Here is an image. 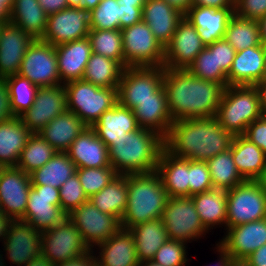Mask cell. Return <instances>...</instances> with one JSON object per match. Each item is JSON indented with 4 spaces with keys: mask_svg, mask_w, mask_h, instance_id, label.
I'll return each mask as SVG.
<instances>
[{
    "mask_svg": "<svg viewBox=\"0 0 266 266\" xmlns=\"http://www.w3.org/2000/svg\"><path fill=\"white\" fill-rule=\"evenodd\" d=\"M163 87L173 122L216 116L225 90L222 84L199 79L186 69L164 67Z\"/></svg>",
    "mask_w": 266,
    "mask_h": 266,
    "instance_id": "cell-1",
    "label": "cell"
},
{
    "mask_svg": "<svg viewBox=\"0 0 266 266\" xmlns=\"http://www.w3.org/2000/svg\"><path fill=\"white\" fill-rule=\"evenodd\" d=\"M233 135L213 117L174 121L164 138V149L179 159L207 161L230 148Z\"/></svg>",
    "mask_w": 266,
    "mask_h": 266,
    "instance_id": "cell-2",
    "label": "cell"
},
{
    "mask_svg": "<svg viewBox=\"0 0 266 266\" xmlns=\"http://www.w3.org/2000/svg\"><path fill=\"white\" fill-rule=\"evenodd\" d=\"M164 138L155 131L139 128L124 134L108 147L112 168L120 175L156 171Z\"/></svg>",
    "mask_w": 266,
    "mask_h": 266,
    "instance_id": "cell-3",
    "label": "cell"
},
{
    "mask_svg": "<svg viewBox=\"0 0 266 266\" xmlns=\"http://www.w3.org/2000/svg\"><path fill=\"white\" fill-rule=\"evenodd\" d=\"M127 187V206L120 221L122 228L130 229L162 216L169 196L156 171L127 174Z\"/></svg>",
    "mask_w": 266,
    "mask_h": 266,
    "instance_id": "cell-4",
    "label": "cell"
},
{
    "mask_svg": "<svg viewBox=\"0 0 266 266\" xmlns=\"http://www.w3.org/2000/svg\"><path fill=\"white\" fill-rule=\"evenodd\" d=\"M264 114L254 86H227L215 117L226 131L236 136L244 135L247 126Z\"/></svg>",
    "mask_w": 266,
    "mask_h": 266,
    "instance_id": "cell-5",
    "label": "cell"
},
{
    "mask_svg": "<svg viewBox=\"0 0 266 266\" xmlns=\"http://www.w3.org/2000/svg\"><path fill=\"white\" fill-rule=\"evenodd\" d=\"M66 90L67 110L80 117L87 127L117 102V88H100L83 79L63 85Z\"/></svg>",
    "mask_w": 266,
    "mask_h": 266,
    "instance_id": "cell-6",
    "label": "cell"
},
{
    "mask_svg": "<svg viewBox=\"0 0 266 266\" xmlns=\"http://www.w3.org/2000/svg\"><path fill=\"white\" fill-rule=\"evenodd\" d=\"M122 32L124 68L163 67L164 47L143 20Z\"/></svg>",
    "mask_w": 266,
    "mask_h": 266,
    "instance_id": "cell-7",
    "label": "cell"
},
{
    "mask_svg": "<svg viewBox=\"0 0 266 266\" xmlns=\"http://www.w3.org/2000/svg\"><path fill=\"white\" fill-rule=\"evenodd\" d=\"M161 219L164 221L168 239L191 243L208 233L190 196L169 197Z\"/></svg>",
    "mask_w": 266,
    "mask_h": 266,
    "instance_id": "cell-8",
    "label": "cell"
},
{
    "mask_svg": "<svg viewBox=\"0 0 266 266\" xmlns=\"http://www.w3.org/2000/svg\"><path fill=\"white\" fill-rule=\"evenodd\" d=\"M266 218V192L256 180L227 190L226 228Z\"/></svg>",
    "mask_w": 266,
    "mask_h": 266,
    "instance_id": "cell-9",
    "label": "cell"
},
{
    "mask_svg": "<svg viewBox=\"0 0 266 266\" xmlns=\"http://www.w3.org/2000/svg\"><path fill=\"white\" fill-rule=\"evenodd\" d=\"M163 87V67H126L117 88L118 103L134 110L142 101L155 99Z\"/></svg>",
    "mask_w": 266,
    "mask_h": 266,
    "instance_id": "cell-10",
    "label": "cell"
},
{
    "mask_svg": "<svg viewBox=\"0 0 266 266\" xmlns=\"http://www.w3.org/2000/svg\"><path fill=\"white\" fill-rule=\"evenodd\" d=\"M40 250L41 255L55 265L92 251L78 229L67 217L55 227L41 232Z\"/></svg>",
    "mask_w": 266,
    "mask_h": 266,
    "instance_id": "cell-11",
    "label": "cell"
},
{
    "mask_svg": "<svg viewBox=\"0 0 266 266\" xmlns=\"http://www.w3.org/2000/svg\"><path fill=\"white\" fill-rule=\"evenodd\" d=\"M67 214L60 207L59 188L32 185L24 216L20 219L43 232L61 223Z\"/></svg>",
    "mask_w": 266,
    "mask_h": 266,
    "instance_id": "cell-12",
    "label": "cell"
},
{
    "mask_svg": "<svg viewBox=\"0 0 266 266\" xmlns=\"http://www.w3.org/2000/svg\"><path fill=\"white\" fill-rule=\"evenodd\" d=\"M18 74L38 87L63 85L58 72L55 46L35 39L26 50Z\"/></svg>",
    "mask_w": 266,
    "mask_h": 266,
    "instance_id": "cell-13",
    "label": "cell"
},
{
    "mask_svg": "<svg viewBox=\"0 0 266 266\" xmlns=\"http://www.w3.org/2000/svg\"><path fill=\"white\" fill-rule=\"evenodd\" d=\"M67 218L75 225L91 250L114 235L120 221L113 215L101 212L90 200L72 210ZM95 245V246H94Z\"/></svg>",
    "mask_w": 266,
    "mask_h": 266,
    "instance_id": "cell-14",
    "label": "cell"
},
{
    "mask_svg": "<svg viewBox=\"0 0 266 266\" xmlns=\"http://www.w3.org/2000/svg\"><path fill=\"white\" fill-rule=\"evenodd\" d=\"M90 30V12L73 4L48 16L41 40L58 46L88 37Z\"/></svg>",
    "mask_w": 266,
    "mask_h": 266,
    "instance_id": "cell-15",
    "label": "cell"
},
{
    "mask_svg": "<svg viewBox=\"0 0 266 266\" xmlns=\"http://www.w3.org/2000/svg\"><path fill=\"white\" fill-rule=\"evenodd\" d=\"M206 47L198 30L184 16L178 23L171 41L164 48V68L187 69Z\"/></svg>",
    "mask_w": 266,
    "mask_h": 266,
    "instance_id": "cell-16",
    "label": "cell"
},
{
    "mask_svg": "<svg viewBox=\"0 0 266 266\" xmlns=\"http://www.w3.org/2000/svg\"><path fill=\"white\" fill-rule=\"evenodd\" d=\"M66 110V90L63 85L38 87L33 105L19 117L31 133H39Z\"/></svg>",
    "mask_w": 266,
    "mask_h": 266,
    "instance_id": "cell-17",
    "label": "cell"
},
{
    "mask_svg": "<svg viewBox=\"0 0 266 266\" xmlns=\"http://www.w3.org/2000/svg\"><path fill=\"white\" fill-rule=\"evenodd\" d=\"M30 176L17 166L4 167L0 174V209L14 220H20L27 207Z\"/></svg>",
    "mask_w": 266,
    "mask_h": 266,
    "instance_id": "cell-18",
    "label": "cell"
},
{
    "mask_svg": "<svg viewBox=\"0 0 266 266\" xmlns=\"http://www.w3.org/2000/svg\"><path fill=\"white\" fill-rule=\"evenodd\" d=\"M3 242L9 262L17 266H25L41 254V232L23 220L13 221Z\"/></svg>",
    "mask_w": 266,
    "mask_h": 266,
    "instance_id": "cell-19",
    "label": "cell"
},
{
    "mask_svg": "<svg viewBox=\"0 0 266 266\" xmlns=\"http://www.w3.org/2000/svg\"><path fill=\"white\" fill-rule=\"evenodd\" d=\"M232 259H246L266 244V218L226 228L217 243Z\"/></svg>",
    "mask_w": 266,
    "mask_h": 266,
    "instance_id": "cell-20",
    "label": "cell"
},
{
    "mask_svg": "<svg viewBox=\"0 0 266 266\" xmlns=\"http://www.w3.org/2000/svg\"><path fill=\"white\" fill-rule=\"evenodd\" d=\"M34 40L31 35L12 23L2 26L0 34V78L5 79L19 73L26 50Z\"/></svg>",
    "mask_w": 266,
    "mask_h": 266,
    "instance_id": "cell-21",
    "label": "cell"
},
{
    "mask_svg": "<svg viewBox=\"0 0 266 266\" xmlns=\"http://www.w3.org/2000/svg\"><path fill=\"white\" fill-rule=\"evenodd\" d=\"M266 46L249 47L236 52L227 74L228 86H254L264 78Z\"/></svg>",
    "mask_w": 266,
    "mask_h": 266,
    "instance_id": "cell-22",
    "label": "cell"
},
{
    "mask_svg": "<svg viewBox=\"0 0 266 266\" xmlns=\"http://www.w3.org/2000/svg\"><path fill=\"white\" fill-rule=\"evenodd\" d=\"M235 7L214 9L203 6H191L184 16L198 30L201 41L210 45L224 38L226 27L235 14Z\"/></svg>",
    "mask_w": 266,
    "mask_h": 266,
    "instance_id": "cell-23",
    "label": "cell"
},
{
    "mask_svg": "<svg viewBox=\"0 0 266 266\" xmlns=\"http://www.w3.org/2000/svg\"><path fill=\"white\" fill-rule=\"evenodd\" d=\"M76 168L111 166L108 147L91 127H86L66 151Z\"/></svg>",
    "mask_w": 266,
    "mask_h": 266,
    "instance_id": "cell-24",
    "label": "cell"
},
{
    "mask_svg": "<svg viewBox=\"0 0 266 266\" xmlns=\"http://www.w3.org/2000/svg\"><path fill=\"white\" fill-rule=\"evenodd\" d=\"M184 14L165 0H146L142 7V20L155 38L165 46L171 41Z\"/></svg>",
    "mask_w": 266,
    "mask_h": 266,
    "instance_id": "cell-25",
    "label": "cell"
},
{
    "mask_svg": "<svg viewBox=\"0 0 266 266\" xmlns=\"http://www.w3.org/2000/svg\"><path fill=\"white\" fill-rule=\"evenodd\" d=\"M58 72L62 84L80 80L91 57L92 47L88 37L55 46Z\"/></svg>",
    "mask_w": 266,
    "mask_h": 266,
    "instance_id": "cell-26",
    "label": "cell"
},
{
    "mask_svg": "<svg viewBox=\"0 0 266 266\" xmlns=\"http://www.w3.org/2000/svg\"><path fill=\"white\" fill-rule=\"evenodd\" d=\"M99 255L96 257L97 266H138L139 261L133 236L129 229L120 228L105 242L97 245Z\"/></svg>",
    "mask_w": 266,
    "mask_h": 266,
    "instance_id": "cell-27",
    "label": "cell"
},
{
    "mask_svg": "<svg viewBox=\"0 0 266 266\" xmlns=\"http://www.w3.org/2000/svg\"><path fill=\"white\" fill-rule=\"evenodd\" d=\"M96 135L109 147L113 141L124 137V134L134 132L140 127L133 110L116 103L105 111L91 127Z\"/></svg>",
    "mask_w": 266,
    "mask_h": 266,
    "instance_id": "cell-28",
    "label": "cell"
},
{
    "mask_svg": "<svg viewBox=\"0 0 266 266\" xmlns=\"http://www.w3.org/2000/svg\"><path fill=\"white\" fill-rule=\"evenodd\" d=\"M156 172L169 197L189 196V160L179 159L165 149L161 151Z\"/></svg>",
    "mask_w": 266,
    "mask_h": 266,
    "instance_id": "cell-29",
    "label": "cell"
},
{
    "mask_svg": "<svg viewBox=\"0 0 266 266\" xmlns=\"http://www.w3.org/2000/svg\"><path fill=\"white\" fill-rule=\"evenodd\" d=\"M140 128L155 131L165 138L173 123L168 110L166 91L162 87L155 99H146L133 110Z\"/></svg>",
    "mask_w": 266,
    "mask_h": 266,
    "instance_id": "cell-30",
    "label": "cell"
},
{
    "mask_svg": "<svg viewBox=\"0 0 266 266\" xmlns=\"http://www.w3.org/2000/svg\"><path fill=\"white\" fill-rule=\"evenodd\" d=\"M86 127L79 116L66 110L52 119L39 134L57 152H66Z\"/></svg>",
    "mask_w": 266,
    "mask_h": 266,
    "instance_id": "cell-31",
    "label": "cell"
},
{
    "mask_svg": "<svg viewBox=\"0 0 266 266\" xmlns=\"http://www.w3.org/2000/svg\"><path fill=\"white\" fill-rule=\"evenodd\" d=\"M31 135L20 117L0 122V164L4 167L17 166L21 151Z\"/></svg>",
    "mask_w": 266,
    "mask_h": 266,
    "instance_id": "cell-32",
    "label": "cell"
},
{
    "mask_svg": "<svg viewBox=\"0 0 266 266\" xmlns=\"http://www.w3.org/2000/svg\"><path fill=\"white\" fill-rule=\"evenodd\" d=\"M233 161L245 180H256L266 163V154L244 135L233 137L230 146Z\"/></svg>",
    "mask_w": 266,
    "mask_h": 266,
    "instance_id": "cell-33",
    "label": "cell"
},
{
    "mask_svg": "<svg viewBox=\"0 0 266 266\" xmlns=\"http://www.w3.org/2000/svg\"><path fill=\"white\" fill-rule=\"evenodd\" d=\"M199 218L207 231L224 226L227 221V190L212 188L206 192L191 196Z\"/></svg>",
    "mask_w": 266,
    "mask_h": 266,
    "instance_id": "cell-34",
    "label": "cell"
},
{
    "mask_svg": "<svg viewBox=\"0 0 266 266\" xmlns=\"http://www.w3.org/2000/svg\"><path fill=\"white\" fill-rule=\"evenodd\" d=\"M129 230L134 239L139 262L152 260L168 239L161 217L132 226Z\"/></svg>",
    "mask_w": 266,
    "mask_h": 266,
    "instance_id": "cell-35",
    "label": "cell"
},
{
    "mask_svg": "<svg viewBox=\"0 0 266 266\" xmlns=\"http://www.w3.org/2000/svg\"><path fill=\"white\" fill-rule=\"evenodd\" d=\"M48 15L37 0H14L10 23L23 29L34 39H42Z\"/></svg>",
    "mask_w": 266,
    "mask_h": 266,
    "instance_id": "cell-36",
    "label": "cell"
},
{
    "mask_svg": "<svg viewBox=\"0 0 266 266\" xmlns=\"http://www.w3.org/2000/svg\"><path fill=\"white\" fill-rule=\"evenodd\" d=\"M127 197V175L118 174L100 192L92 195L89 200L101 212L113 215L121 221L126 210Z\"/></svg>",
    "mask_w": 266,
    "mask_h": 266,
    "instance_id": "cell-37",
    "label": "cell"
},
{
    "mask_svg": "<svg viewBox=\"0 0 266 266\" xmlns=\"http://www.w3.org/2000/svg\"><path fill=\"white\" fill-rule=\"evenodd\" d=\"M76 169L66 152H57L45 165L29 174L31 185L60 188L76 173Z\"/></svg>",
    "mask_w": 266,
    "mask_h": 266,
    "instance_id": "cell-38",
    "label": "cell"
},
{
    "mask_svg": "<svg viewBox=\"0 0 266 266\" xmlns=\"http://www.w3.org/2000/svg\"><path fill=\"white\" fill-rule=\"evenodd\" d=\"M123 69L117 61L92 53L82 79L100 88H118Z\"/></svg>",
    "mask_w": 266,
    "mask_h": 266,
    "instance_id": "cell-39",
    "label": "cell"
},
{
    "mask_svg": "<svg viewBox=\"0 0 266 266\" xmlns=\"http://www.w3.org/2000/svg\"><path fill=\"white\" fill-rule=\"evenodd\" d=\"M206 162L213 188L230 190L245 181L235 166L230 148Z\"/></svg>",
    "mask_w": 266,
    "mask_h": 266,
    "instance_id": "cell-40",
    "label": "cell"
},
{
    "mask_svg": "<svg viewBox=\"0 0 266 266\" xmlns=\"http://www.w3.org/2000/svg\"><path fill=\"white\" fill-rule=\"evenodd\" d=\"M224 38L237 51L261 44L258 22L234 14L226 27Z\"/></svg>",
    "mask_w": 266,
    "mask_h": 266,
    "instance_id": "cell-41",
    "label": "cell"
},
{
    "mask_svg": "<svg viewBox=\"0 0 266 266\" xmlns=\"http://www.w3.org/2000/svg\"><path fill=\"white\" fill-rule=\"evenodd\" d=\"M56 153L57 151L39 133H32L21 151L17 167L26 174H31L45 165Z\"/></svg>",
    "mask_w": 266,
    "mask_h": 266,
    "instance_id": "cell-42",
    "label": "cell"
},
{
    "mask_svg": "<svg viewBox=\"0 0 266 266\" xmlns=\"http://www.w3.org/2000/svg\"><path fill=\"white\" fill-rule=\"evenodd\" d=\"M193 76L228 86L227 75L217 67L216 41L206 46L186 69Z\"/></svg>",
    "mask_w": 266,
    "mask_h": 266,
    "instance_id": "cell-43",
    "label": "cell"
},
{
    "mask_svg": "<svg viewBox=\"0 0 266 266\" xmlns=\"http://www.w3.org/2000/svg\"><path fill=\"white\" fill-rule=\"evenodd\" d=\"M88 39L92 52L117 61L124 68L122 32L117 30L91 29Z\"/></svg>",
    "mask_w": 266,
    "mask_h": 266,
    "instance_id": "cell-44",
    "label": "cell"
},
{
    "mask_svg": "<svg viewBox=\"0 0 266 266\" xmlns=\"http://www.w3.org/2000/svg\"><path fill=\"white\" fill-rule=\"evenodd\" d=\"M10 95V107L14 116L19 117L34 103L38 86L19 74L5 78Z\"/></svg>",
    "mask_w": 266,
    "mask_h": 266,
    "instance_id": "cell-45",
    "label": "cell"
},
{
    "mask_svg": "<svg viewBox=\"0 0 266 266\" xmlns=\"http://www.w3.org/2000/svg\"><path fill=\"white\" fill-rule=\"evenodd\" d=\"M76 173L88 198L100 192L118 175L112 166L79 168Z\"/></svg>",
    "mask_w": 266,
    "mask_h": 266,
    "instance_id": "cell-46",
    "label": "cell"
},
{
    "mask_svg": "<svg viewBox=\"0 0 266 266\" xmlns=\"http://www.w3.org/2000/svg\"><path fill=\"white\" fill-rule=\"evenodd\" d=\"M120 5L117 0H101L90 12V28L97 30L120 29Z\"/></svg>",
    "mask_w": 266,
    "mask_h": 266,
    "instance_id": "cell-47",
    "label": "cell"
},
{
    "mask_svg": "<svg viewBox=\"0 0 266 266\" xmlns=\"http://www.w3.org/2000/svg\"><path fill=\"white\" fill-rule=\"evenodd\" d=\"M187 243L167 239V241L155 253L154 262L163 266H186L188 257L186 253Z\"/></svg>",
    "mask_w": 266,
    "mask_h": 266,
    "instance_id": "cell-48",
    "label": "cell"
},
{
    "mask_svg": "<svg viewBox=\"0 0 266 266\" xmlns=\"http://www.w3.org/2000/svg\"><path fill=\"white\" fill-rule=\"evenodd\" d=\"M60 207L68 215L82 203L89 200L79 181L77 173L68 178L59 188Z\"/></svg>",
    "mask_w": 266,
    "mask_h": 266,
    "instance_id": "cell-49",
    "label": "cell"
},
{
    "mask_svg": "<svg viewBox=\"0 0 266 266\" xmlns=\"http://www.w3.org/2000/svg\"><path fill=\"white\" fill-rule=\"evenodd\" d=\"M189 196L206 192L213 188L206 161L189 160Z\"/></svg>",
    "mask_w": 266,
    "mask_h": 266,
    "instance_id": "cell-50",
    "label": "cell"
},
{
    "mask_svg": "<svg viewBox=\"0 0 266 266\" xmlns=\"http://www.w3.org/2000/svg\"><path fill=\"white\" fill-rule=\"evenodd\" d=\"M234 11L238 17L258 21L266 15V0H237Z\"/></svg>",
    "mask_w": 266,
    "mask_h": 266,
    "instance_id": "cell-51",
    "label": "cell"
},
{
    "mask_svg": "<svg viewBox=\"0 0 266 266\" xmlns=\"http://www.w3.org/2000/svg\"><path fill=\"white\" fill-rule=\"evenodd\" d=\"M236 52L225 38L216 41L217 67H220L226 75L231 69Z\"/></svg>",
    "mask_w": 266,
    "mask_h": 266,
    "instance_id": "cell-52",
    "label": "cell"
},
{
    "mask_svg": "<svg viewBox=\"0 0 266 266\" xmlns=\"http://www.w3.org/2000/svg\"><path fill=\"white\" fill-rule=\"evenodd\" d=\"M244 136L266 154V114L248 125Z\"/></svg>",
    "mask_w": 266,
    "mask_h": 266,
    "instance_id": "cell-53",
    "label": "cell"
},
{
    "mask_svg": "<svg viewBox=\"0 0 266 266\" xmlns=\"http://www.w3.org/2000/svg\"><path fill=\"white\" fill-rule=\"evenodd\" d=\"M142 7L120 5V30L142 21Z\"/></svg>",
    "mask_w": 266,
    "mask_h": 266,
    "instance_id": "cell-54",
    "label": "cell"
},
{
    "mask_svg": "<svg viewBox=\"0 0 266 266\" xmlns=\"http://www.w3.org/2000/svg\"><path fill=\"white\" fill-rule=\"evenodd\" d=\"M15 117L10 107V95L4 78H0V122Z\"/></svg>",
    "mask_w": 266,
    "mask_h": 266,
    "instance_id": "cell-55",
    "label": "cell"
},
{
    "mask_svg": "<svg viewBox=\"0 0 266 266\" xmlns=\"http://www.w3.org/2000/svg\"><path fill=\"white\" fill-rule=\"evenodd\" d=\"M39 5L43 8L46 14L57 13L74 4L72 0H37Z\"/></svg>",
    "mask_w": 266,
    "mask_h": 266,
    "instance_id": "cell-56",
    "label": "cell"
},
{
    "mask_svg": "<svg viewBox=\"0 0 266 266\" xmlns=\"http://www.w3.org/2000/svg\"><path fill=\"white\" fill-rule=\"evenodd\" d=\"M93 250L67 262L56 264V266H97Z\"/></svg>",
    "mask_w": 266,
    "mask_h": 266,
    "instance_id": "cell-57",
    "label": "cell"
},
{
    "mask_svg": "<svg viewBox=\"0 0 266 266\" xmlns=\"http://www.w3.org/2000/svg\"><path fill=\"white\" fill-rule=\"evenodd\" d=\"M191 6H203L214 9L235 7L233 0H192Z\"/></svg>",
    "mask_w": 266,
    "mask_h": 266,
    "instance_id": "cell-58",
    "label": "cell"
},
{
    "mask_svg": "<svg viewBox=\"0 0 266 266\" xmlns=\"http://www.w3.org/2000/svg\"><path fill=\"white\" fill-rule=\"evenodd\" d=\"M14 219L12 217L7 216L2 211L0 212V241H3L6 234L9 231L10 225L13 223ZM3 252V251H0ZM3 254H0V266H5L6 261L2 257Z\"/></svg>",
    "mask_w": 266,
    "mask_h": 266,
    "instance_id": "cell-59",
    "label": "cell"
},
{
    "mask_svg": "<svg viewBox=\"0 0 266 266\" xmlns=\"http://www.w3.org/2000/svg\"><path fill=\"white\" fill-rule=\"evenodd\" d=\"M250 266H266V244L245 259Z\"/></svg>",
    "mask_w": 266,
    "mask_h": 266,
    "instance_id": "cell-60",
    "label": "cell"
},
{
    "mask_svg": "<svg viewBox=\"0 0 266 266\" xmlns=\"http://www.w3.org/2000/svg\"><path fill=\"white\" fill-rule=\"evenodd\" d=\"M254 87L258 92L261 109L266 114V78L258 81Z\"/></svg>",
    "mask_w": 266,
    "mask_h": 266,
    "instance_id": "cell-61",
    "label": "cell"
},
{
    "mask_svg": "<svg viewBox=\"0 0 266 266\" xmlns=\"http://www.w3.org/2000/svg\"><path fill=\"white\" fill-rule=\"evenodd\" d=\"M11 8L5 3V0H0V24L10 23Z\"/></svg>",
    "mask_w": 266,
    "mask_h": 266,
    "instance_id": "cell-62",
    "label": "cell"
},
{
    "mask_svg": "<svg viewBox=\"0 0 266 266\" xmlns=\"http://www.w3.org/2000/svg\"><path fill=\"white\" fill-rule=\"evenodd\" d=\"M168 4L175 7L185 14L191 7L192 0H165Z\"/></svg>",
    "mask_w": 266,
    "mask_h": 266,
    "instance_id": "cell-63",
    "label": "cell"
},
{
    "mask_svg": "<svg viewBox=\"0 0 266 266\" xmlns=\"http://www.w3.org/2000/svg\"><path fill=\"white\" fill-rule=\"evenodd\" d=\"M101 0H76L74 4L80 8L86 9L89 12L94 10Z\"/></svg>",
    "mask_w": 266,
    "mask_h": 266,
    "instance_id": "cell-64",
    "label": "cell"
},
{
    "mask_svg": "<svg viewBox=\"0 0 266 266\" xmlns=\"http://www.w3.org/2000/svg\"><path fill=\"white\" fill-rule=\"evenodd\" d=\"M25 266H56L51 260L42 256L35 257L33 260L28 262Z\"/></svg>",
    "mask_w": 266,
    "mask_h": 266,
    "instance_id": "cell-65",
    "label": "cell"
},
{
    "mask_svg": "<svg viewBox=\"0 0 266 266\" xmlns=\"http://www.w3.org/2000/svg\"><path fill=\"white\" fill-rule=\"evenodd\" d=\"M215 248L217 249L216 251L220 256L218 259L219 262H217L215 266H227L230 260V256L218 244H216Z\"/></svg>",
    "mask_w": 266,
    "mask_h": 266,
    "instance_id": "cell-66",
    "label": "cell"
},
{
    "mask_svg": "<svg viewBox=\"0 0 266 266\" xmlns=\"http://www.w3.org/2000/svg\"><path fill=\"white\" fill-rule=\"evenodd\" d=\"M257 22L259 25L261 43L266 46V15L259 19Z\"/></svg>",
    "mask_w": 266,
    "mask_h": 266,
    "instance_id": "cell-67",
    "label": "cell"
},
{
    "mask_svg": "<svg viewBox=\"0 0 266 266\" xmlns=\"http://www.w3.org/2000/svg\"><path fill=\"white\" fill-rule=\"evenodd\" d=\"M146 0H117L119 5L125 6H143Z\"/></svg>",
    "mask_w": 266,
    "mask_h": 266,
    "instance_id": "cell-68",
    "label": "cell"
},
{
    "mask_svg": "<svg viewBox=\"0 0 266 266\" xmlns=\"http://www.w3.org/2000/svg\"><path fill=\"white\" fill-rule=\"evenodd\" d=\"M262 189L266 192V163L261 175L256 179Z\"/></svg>",
    "mask_w": 266,
    "mask_h": 266,
    "instance_id": "cell-69",
    "label": "cell"
},
{
    "mask_svg": "<svg viewBox=\"0 0 266 266\" xmlns=\"http://www.w3.org/2000/svg\"><path fill=\"white\" fill-rule=\"evenodd\" d=\"M227 266H250L244 259H232L230 258Z\"/></svg>",
    "mask_w": 266,
    "mask_h": 266,
    "instance_id": "cell-70",
    "label": "cell"
},
{
    "mask_svg": "<svg viewBox=\"0 0 266 266\" xmlns=\"http://www.w3.org/2000/svg\"><path fill=\"white\" fill-rule=\"evenodd\" d=\"M138 266H163V265L158 264V263L154 262L153 260H148V261L140 262Z\"/></svg>",
    "mask_w": 266,
    "mask_h": 266,
    "instance_id": "cell-71",
    "label": "cell"
},
{
    "mask_svg": "<svg viewBox=\"0 0 266 266\" xmlns=\"http://www.w3.org/2000/svg\"><path fill=\"white\" fill-rule=\"evenodd\" d=\"M5 3L12 9L14 0H5Z\"/></svg>",
    "mask_w": 266,
    "mask_h": 266,
    "instance_id": "cell-72",
    "label": "cell"
},
{
    "mask_svg": "<svg viewBox=\"0 0 266 266\" xmlns=\"http://www.w3.org/2000/svg\"><path fill=\"white\" fill-rule=\"evenodd\" d=\"M264 78H266V56H265V74H264Z\"/></svg>",
    "mask_w": 266,
    "mask_h": 266,
    "instance_id": "cell-73",
    "label": "cell"
},
{
    "mask_svg": "<svg viewBox=\"0 0 266 266\" xmlns=\"http://www.w3.org/2000/svg\"><path fill=\"white\" fill-rule=\"evenodd\" d=\"M4 166L0 164V174H1V171L3 170Z\"/></svg>",
    "mask_w": 266,
    "mask_h": 266,
    "instance_id": "cell-74",
    "label": "cell"
},
{
    "mask_svg": "<svg viewBox=\"0 0 266 266\" xmlns=\"http://www.w3.org/2000/svg\"><path fill=\"white\" fill-rule=\"evenodd\" d=\"M4 24H0V34H1V29H2V26H3Z\"/></svg>",
    "mask_w": 266,
    "mask_h": 266,
    "instance_id": "cell-75",
    "label": "cell"
}]
</instances>
